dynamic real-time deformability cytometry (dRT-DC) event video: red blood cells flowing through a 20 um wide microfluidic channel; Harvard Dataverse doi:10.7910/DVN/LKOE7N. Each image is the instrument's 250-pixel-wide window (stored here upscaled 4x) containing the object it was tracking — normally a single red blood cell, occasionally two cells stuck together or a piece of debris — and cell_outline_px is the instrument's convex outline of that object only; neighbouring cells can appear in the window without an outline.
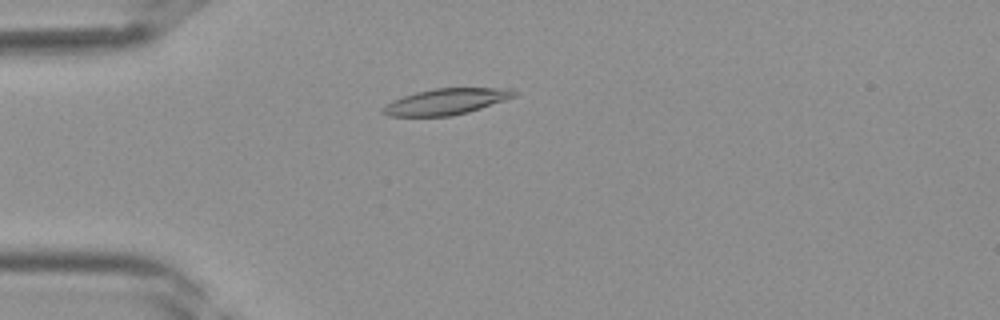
{"species": "Egyptian fruit bat (a non-hibernating species)", "species_latin": "Rousettus aegyptiacus", "temperature_condition": "room temperature", "stored_images_in_passage": 40, "camera_frame_rate_fps": 3000, "um_per_image_px": 0.085, "frame": {"image": 1, "passage_image": 11, "time_ms": 3.333, "image_size_px": [1000, 320], "cell_outline_px": [[516, 96], [468, 112], [452, 116], [388, 116], [380, 112], [380, 108], [384, 104], [404, 96], [416, 92], [436, 88], [512, 88], [516, 92]], "centroid_in_image_um": [37.88, 8.64], "position_along_channel_um": 47.1, "area_um2": 19.88}}
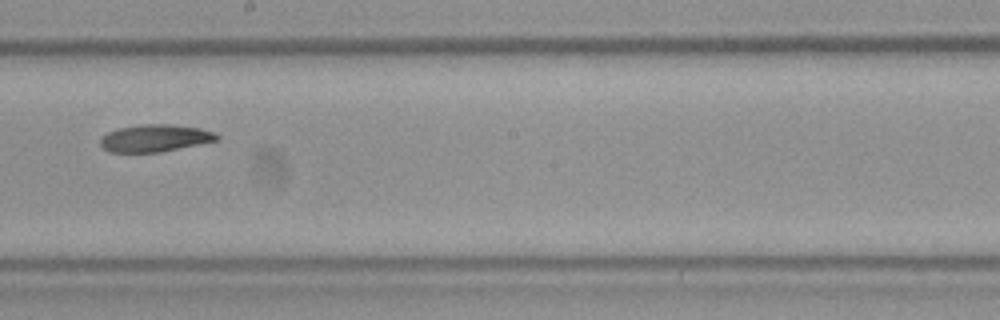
{"frame": {"image": 2, "passage_image": 23, "time_ms": 7.333, "image_size_px": [1000, 320], "cell_outline_px": [[220, 140], [160, 152], [108, 152], [100, 144], [100, 140], [108, 132], [120, 128], [144, 124], [168, 124], [200, 128], [216, 132], [220, 136]], "centroid_in_image_um": [13.23, 11.74], "position_along_channel_um": 235.0, "area_um2": 18.44}}
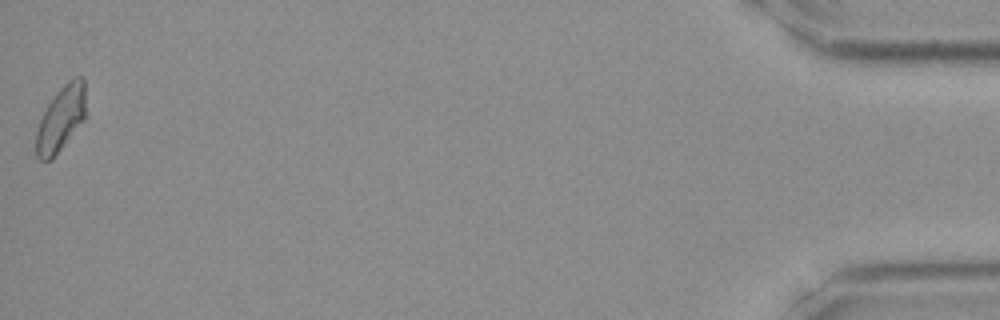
{"frame": {"image": 3, "passage_image": 40, "time_ms": 13.0, "image_size_px": [1000, 320], "cell_outline_px": [[84, 120], [52, 160], [40, 160], [36, 156], [36, 132], [40, 120], [48, 104], [56, 92], [72, 76], [84, 76]], "centroid_in_image_um": [5.17, 10.08], "position_along_channel_um": 430.0, "area_um2": 18.73}}